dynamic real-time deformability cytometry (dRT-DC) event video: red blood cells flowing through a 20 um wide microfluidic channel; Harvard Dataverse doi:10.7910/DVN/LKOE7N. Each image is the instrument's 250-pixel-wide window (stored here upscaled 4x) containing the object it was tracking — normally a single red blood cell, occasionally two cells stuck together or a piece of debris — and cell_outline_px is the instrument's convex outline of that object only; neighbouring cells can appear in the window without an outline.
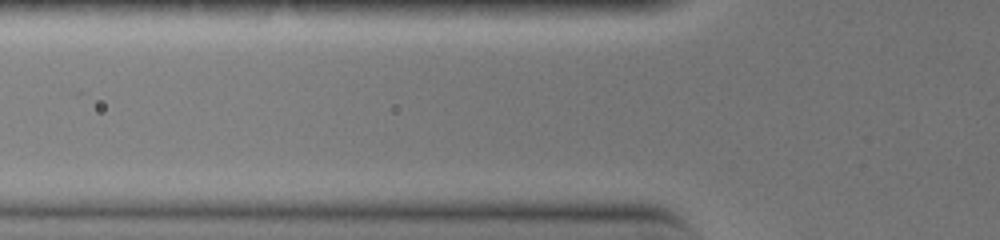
{"species": "common noctule bat (a hibernating species)", "species_latin": "Nyctalus noctula", "temperature_condition": "warm", "stored_images_in_passage": 2, "camera_frame_rate_fps": 3000, "um_per_image_px": 0.085, "animal": {"sex": "female", "body_mass_g": 19.0, "forearm_length_mm": 51.5}, "frame": {"image": 1, "passage_image": 2, "time_ms": 0.333, "image_size_px": [1000, 240], "cell_outline_px": [[624, 164], [616, 168], [480, 168], [472, 164], [496, 156], [596, 156], [624, 160]], "centroid_in_image_um": [46.72, 13.79], "position_along_channel_um": 79.1, "area_um2": 11.85}}